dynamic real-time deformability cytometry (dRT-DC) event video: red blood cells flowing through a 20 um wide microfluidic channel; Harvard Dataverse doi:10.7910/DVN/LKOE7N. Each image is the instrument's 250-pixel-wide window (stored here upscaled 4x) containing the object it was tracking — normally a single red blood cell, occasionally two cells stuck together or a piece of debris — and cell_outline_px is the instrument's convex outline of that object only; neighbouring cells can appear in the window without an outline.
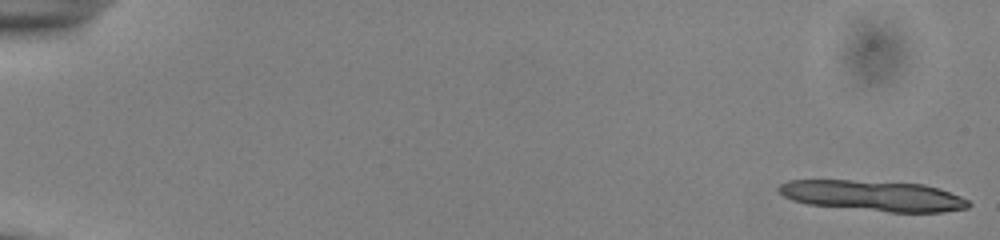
{"species": "common noctule bat (a hibernating species)", "species_latin": "Nyctalus noctula", "temperature_condition": "cold", "stored_images_in_passage": 14, "camera_frame_rate_fps": 3000, "um_per_image_px": 0.085, "animal": {"sex": "male", "body_mass_g": 13.0, "forearm_length_mm": 53.1}, "frame": {"image": 1, "passage_image": 1, "time_ms": 0.0, "image_size_px": [1000, 240], "cell_outline_px": [[972, 204], [968, 208], [940, 212], [888, 212], [808, 204], [792, 200], [784, 196], [776, 188], [780, 184], [788, 180], [852, 180], [924, 184], [940, 188], [960, 196], [968, 200]], "centroid_in_image_um": [74.23, 16.63], "position_along_channel_um": 10.8, "area_um2": 33.87}}